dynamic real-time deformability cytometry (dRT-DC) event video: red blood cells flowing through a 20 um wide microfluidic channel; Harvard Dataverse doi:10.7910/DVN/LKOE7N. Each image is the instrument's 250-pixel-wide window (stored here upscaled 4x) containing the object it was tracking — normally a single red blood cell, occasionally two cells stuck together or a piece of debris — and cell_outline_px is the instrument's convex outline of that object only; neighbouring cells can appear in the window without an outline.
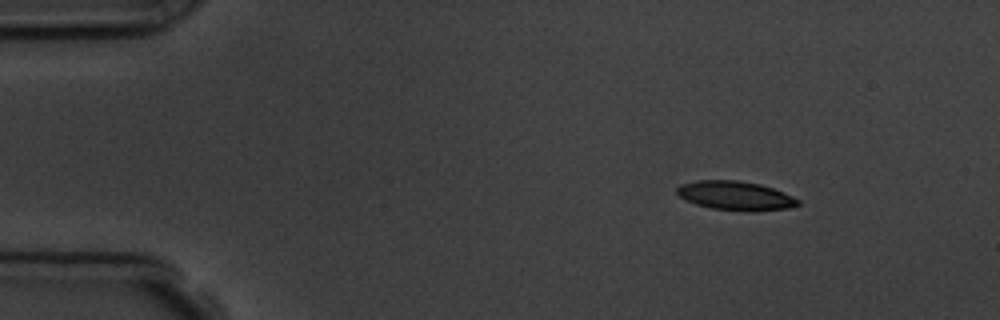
{"species": "common noctule bat (a hibernating species)", "species_latin": "Nyctalus noctula", "temperature_condition": "room temperature", "stored_images_in_passage": 8, "camera_frame_rate_fps": 3000, "um_per_image_px": 0.085, "animal": {"sex": "male", "body_mass_g": 19.5, "forearm_length_mm": 54.6}, "frame": {"image": 1, "passage_image": 2, "time_ms": 1.0, "image_size_px": [1000, 320], "cell_outline_px": [[800, 204], [792, 208], [752, 212], [712, 208], [696, 204], [680, 196], [676, 192], [676, 188], [680, 184], [696, 180], [736, 180], [760, 184], [772, 188], [792, 196], [800, 200]], "centroid_in_image_um": [62.54, 16.64], "position_along_channel_um": 22.5, "area_um2": 20.52}}
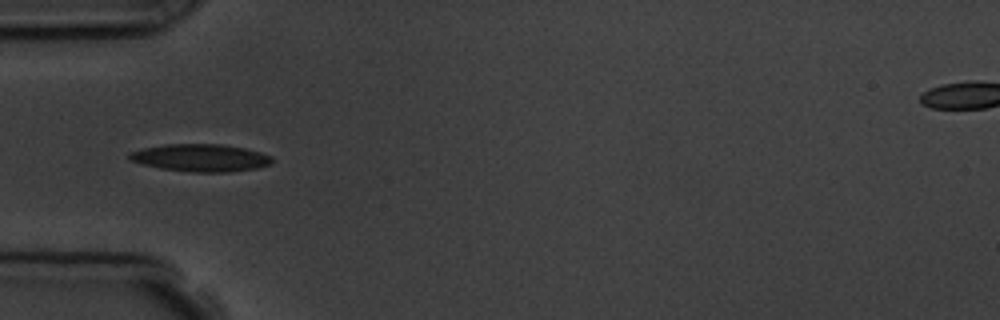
{"frame": {"image": 2, "passage_image": 5, "time_ms": 4.333, "image_size_px": [1000, 320], "cell_outline_px": [[272, 164], [256, 168], [228, 172], [192, 172], [160, 168], [128, 160], [128, 152], [144, 148], [164, 144], [220, 144], [244, 148], [260, 152], [272, 156]], "centroid_in_image_um": [17.04, 13.41], "position_along_channel_um": 68.0, "area_um2": 22.83}}